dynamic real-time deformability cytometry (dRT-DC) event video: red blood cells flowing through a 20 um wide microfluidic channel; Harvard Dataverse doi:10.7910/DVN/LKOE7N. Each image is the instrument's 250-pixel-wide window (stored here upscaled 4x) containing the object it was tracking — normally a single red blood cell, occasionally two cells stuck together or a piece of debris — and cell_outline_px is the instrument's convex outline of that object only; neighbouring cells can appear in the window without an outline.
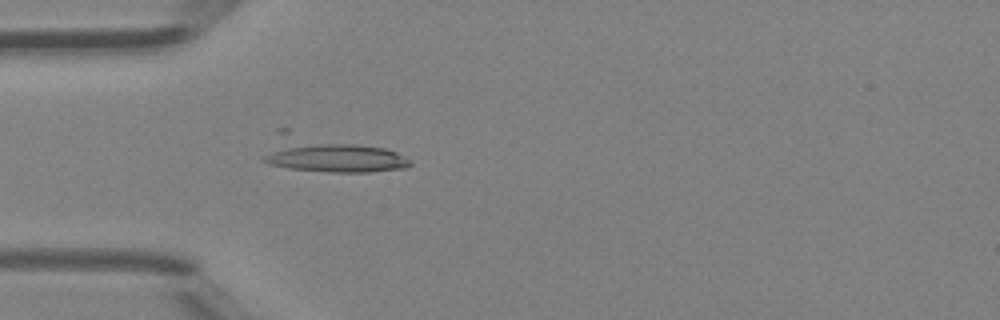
{"species": "Egyptian fruit bat (a non-hibernating species)", "species_latin": "Rousettus aegyptiacus", "temperature_condition": "room temperature", "stored_images_in_passage": 4, "camera_frame_rate_fps": 3000, "um_per_image_px": 0.085, "animal": {"sex": "female"}, "frame": {"image": 1, "passage_image": 4, "time_ms": 1.0, "image_size_px": [1000, 320], "cell_outline_px": [[412, 164], [408, 168], [368, 172], [328, 172], [288, 168], [268, 164], [260, 160], [276, 128], [288, 128], [384, 148], [396, 152], [404, 156]], "centroid_in_image_um": [27.89, 13.07], "position_along_channel_um": 57.1, "area_um2": 31.5}}